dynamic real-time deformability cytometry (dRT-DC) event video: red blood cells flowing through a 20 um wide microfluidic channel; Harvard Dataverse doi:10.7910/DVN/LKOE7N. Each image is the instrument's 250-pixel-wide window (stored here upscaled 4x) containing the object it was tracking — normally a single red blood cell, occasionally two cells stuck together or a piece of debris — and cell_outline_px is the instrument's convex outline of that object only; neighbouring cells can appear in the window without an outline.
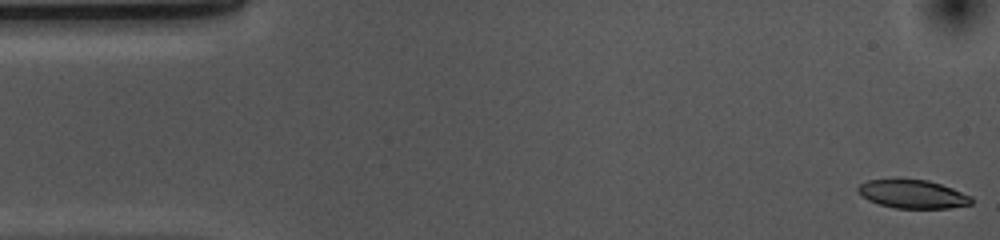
{"species": "common noctule bat (a hibernating species)", "species_latin": "Nyctalus noctula", "temperature_condition": "cold", "stored_images_in_passage": 53, "camera_frame_rate_fps": 3000, "um_per_image_px": 0.085, "animal": {"sex": "female", "body_mass_g": 10.0, "forearm_length_mm": 53.1}, "frame": {"image": 1, "passage_image": 1, "time_ms": 0.0, "image_size_px": [1000, 240], "cell_outline_px": [[972, 204], [948, 208], [896, 208], [880, 204], [868, 200], [856, 188], [860, 184], [868, 180], [928, 180], [952, 188], [972, 196]], "centroid_in_image_um": [77.62, 16.51], "position_along_channel_um": 7.4, "area_um2": 18.44}}
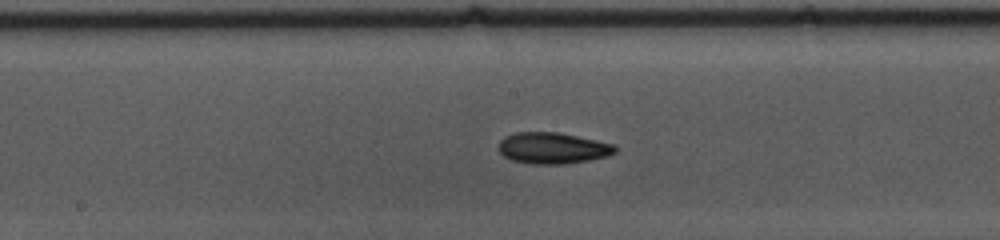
{"frame": {"image": 2, "passage_image": 26, "time_ms": 8.333, "image_size_px": [1000, 240], "cell_outline_px": [[616, 152], [608, 156], [588, 160], [564, 164], [532, 164], [512, 160], [504, 156], [500, 152], [500, 140], [504, 136], [516, 132], [556, 132], [616, 144]], "centroid_in_image_um": [46.99, 12.59], "position_along_channel_um": 201.2, "area_um2": 21.15}}
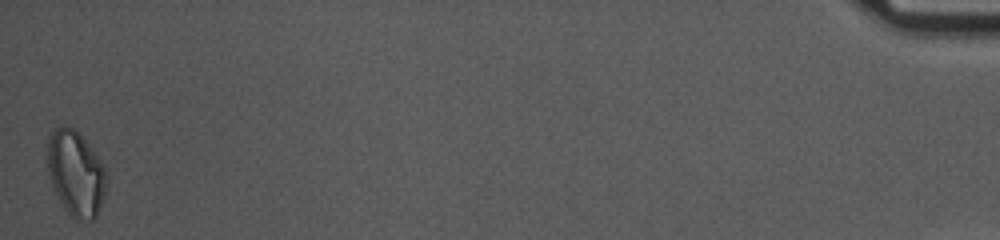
{"frame": {"image": 3, "passage_image": 53, "time_ms": 17.333, "image_size_px": [1000, 240], "cell_outline_px": [[108, 184], [96, 220], [76, 220], [68, 216], [52, 188], [48, 172], [48, 136], [56, 128], [64, 124], [72, 128], [84, 140], [96, 156], [104, 168], [108, 180]], "centroid_in_image_um": [6.44, 14.81], "position_along_channel_um": 428.8, "area_um2": 29.42}, "authors_computed_cell_mechanics": {"area_um2": 20.5768, "velocity_mm_per_s": 3.6541, "shape_relaxation_time_tau1_ms": 3.8816, "shape_relaxation_time_tau2_ms": 7.7634, "deformation_change_tau1": 0.1053, "deformation_change_tau2": 0.1459}}